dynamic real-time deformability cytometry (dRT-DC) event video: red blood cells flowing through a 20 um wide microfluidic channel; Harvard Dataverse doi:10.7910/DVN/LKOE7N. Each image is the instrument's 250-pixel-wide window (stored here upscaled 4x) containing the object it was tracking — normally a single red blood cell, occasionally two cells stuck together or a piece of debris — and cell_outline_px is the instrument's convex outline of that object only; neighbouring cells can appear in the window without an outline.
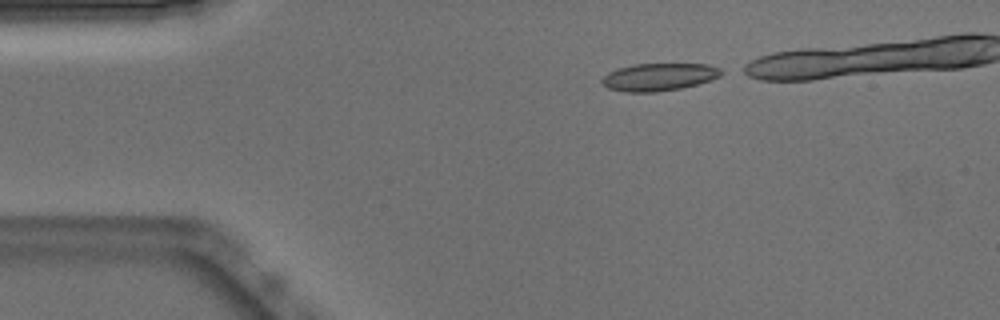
{"species": "Egyptian fruit bat (a non-hibernating species)", "species_latin": "Rousettus aegyptiacus", "temperature_condition": "warm", "stored_images_in_passage": 33, "camera_frame_rate_fps": 3000, "um_per_image_px": 0.085, "animal": {"sex": "male"}, "frame": {"image": 1, "passage_image": 1, "time_ms": 0.0, "image_size_px": [1000, 320], "cell_outline_px": [[728, 72], [712, 80], [680, 88], [656, 92], [624, 92], [608, 88], [600, 80], [608, 72], [632, 64], [708, 64], [720, 68]], "centroid_in_image_um": [56.06, 6.54], "position_along_channel_um": 28.9, "area_um2": 19.25}}
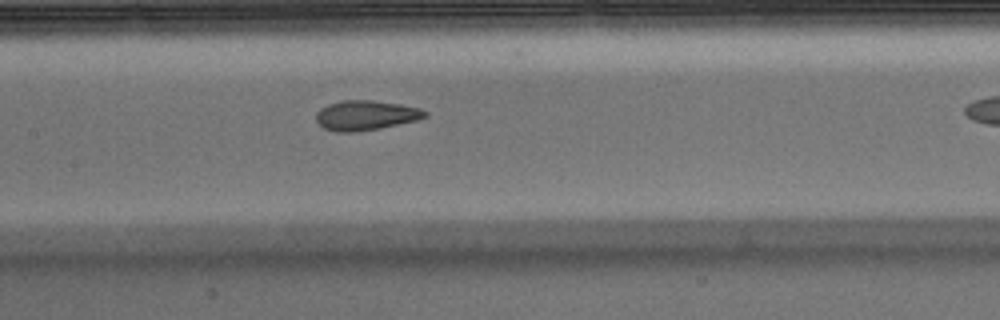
{"frame": {"image": 2, "passage_image": 16, "time_ms": 5.0, "image_size_px": [1000, 320], "cell_outline_px": [[428, 116], [416, 120], [380, 128], [356, 132], [336, 132], [324, 128], [316, 120], [316, 112], [320, 108], [328, 104], [340, 100], [372, 100], [400, 104], [420, 108], [428, 112]], "centroid_in_image_um": [31.07, 9.79], "position_along_channel_um": 176.3, "area_um2": 18.96}}
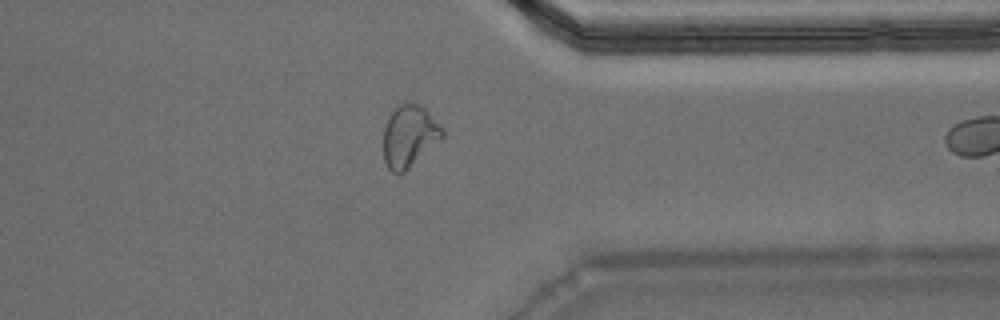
{"frame": {"image": 3, "passage_image": 32, "time_ms": 10.333, "image_size_px": [1000, 320], "cell_outline_px": [[444, 136], [404, 172], [392, 172], [388, 168], [384, 160], [384, 128], [392, 112], [400, 104], [420, 104], [444, 128]], "centroid_in_image_um": [34.8, 11.57], "position_along_channel_um": 376.6, "area_um2": 20.75}}